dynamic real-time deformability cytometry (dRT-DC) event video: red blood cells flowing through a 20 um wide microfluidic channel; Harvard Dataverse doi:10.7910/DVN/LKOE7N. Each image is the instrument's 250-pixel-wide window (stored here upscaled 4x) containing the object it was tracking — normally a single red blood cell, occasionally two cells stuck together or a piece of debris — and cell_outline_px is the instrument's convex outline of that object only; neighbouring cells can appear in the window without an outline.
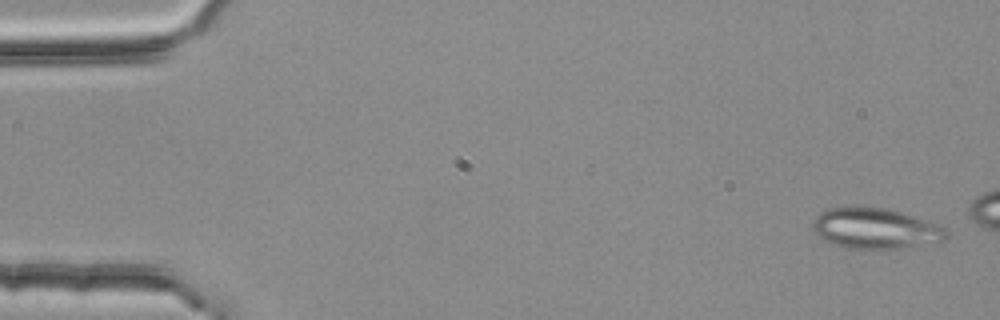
{"species": "common noctule bat (a hibernating species)", "species_latin": "Nyctalus noctula", "temperature_condition": "room temperature", "stored_images_in_passage": 3, "camera_frame_rate_fps": 3000, "um_per_image_px": 0.085, "animal": {"sex": "female", "body_mass_g": 25.1}, "frame": {"image": 1, "passage_image": 1, "time_ms": 0.0, "image_size_px": [1000, 320], "cell_outline_px": [[948, 236], [944, 240], [900, 248], [844, 248], [824, 240], [812, 232], [812, 220], [824, 208], [852, 204], [856, 204], [888, 208], [940, 224], [948, 232]], "centroid_in_image_um": [74.32, 19.36], "position_along_channel_um": 10.7, "area_um2": 32.43}}